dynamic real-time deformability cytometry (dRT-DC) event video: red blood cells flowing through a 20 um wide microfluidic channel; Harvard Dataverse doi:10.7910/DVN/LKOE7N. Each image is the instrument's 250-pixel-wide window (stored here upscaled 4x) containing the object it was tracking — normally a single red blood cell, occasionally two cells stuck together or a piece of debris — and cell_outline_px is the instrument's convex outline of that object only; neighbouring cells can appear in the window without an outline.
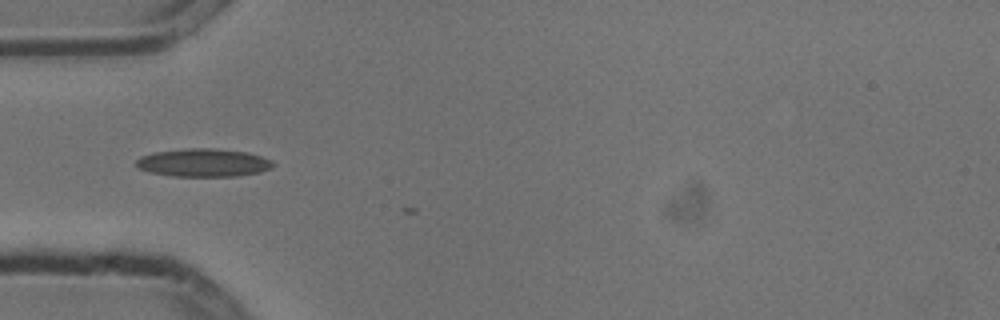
{"species": "common noctule bat (a hibernating species)", "species_latin": "Nyctalus noctula", "temperature_condition": "cold", "stored_images_in_passage": 5, "camera_frame_rate_fps": 3000, "um_per_image_px": 0.085, "animal": {"sex": "male", "body_mass_g": 13.3}, "frame": {"image": 1, "passage_image": 4, "time_ms": 1.0, "image_size_px": [1000, 320], "cell_outline_px": [[276, 164], [272, 168], [260, 172], [236, 176], [172, 176], [148, 172], [140, 168], [136, 164], [136, 160], [140, 156], [152, 152], [188, 148], [212, 148], [244, 152], [260, 156], [272, 160]], "centroid_in_image_um": [17.28, 13.83], "position_along_channel_um": 67.7, "area_um2": 22.43}}